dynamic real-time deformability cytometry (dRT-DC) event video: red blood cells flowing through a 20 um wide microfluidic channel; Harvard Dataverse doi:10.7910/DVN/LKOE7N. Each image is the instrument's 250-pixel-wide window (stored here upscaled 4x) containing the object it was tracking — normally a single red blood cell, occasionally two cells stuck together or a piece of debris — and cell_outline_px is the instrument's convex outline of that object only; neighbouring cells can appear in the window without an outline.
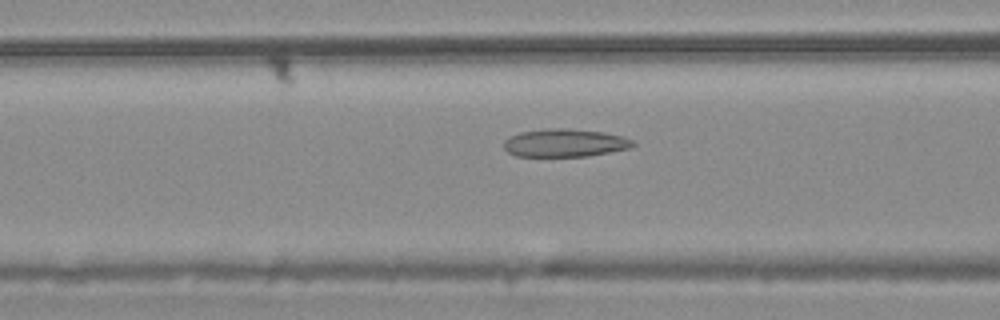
{"species": "common noctule bat (a hibernating species)", "species_latin": "Nyctalus noctula", "temperature_condition": "warm", "stored_images_in_passage": 54, "camera_frame_rate_fps": 3000, "um_per_image_px": 0.085, "animal": {"sex": "male", "body_mass_g": 20.4}, "frame": {"image": 1, "passage_image": 21, "time_ms": 6.667, "image_size_px": [1000, 320], "cell_outline_px": [[636, 144], [632, 148], [588, 156], [516, 156], [508, 152], [504, 148], [504, 140], [508, 136], [520, 132], [544, 128], [568, 128], [604, 132], [624, 136], [632, 140]], "centroid_in_image_um": [48.02, 12.13], "position_along_channel_um": 118.6, "area_um2": 21.33}}
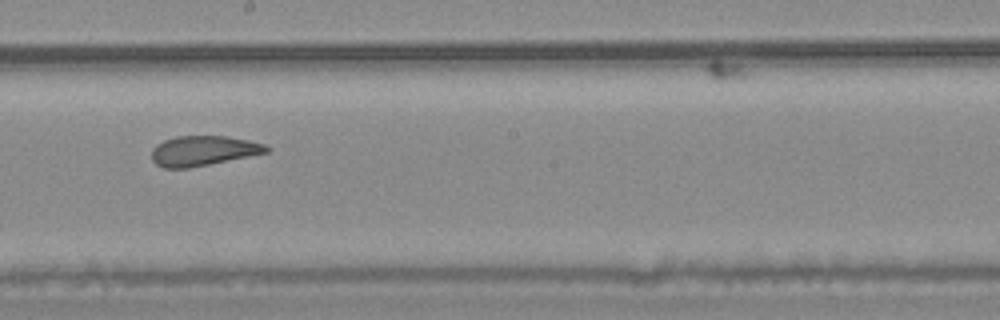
{"frame": {"image": 2, "passage_image": 30, "time_ms": 9.667, "image_size_px": [1000, 320], "cell_outline_px": [[268, 152], [188, 168], [164, 168], [156, 164], [152, 160], [152, 148], [156, 144], [164, 140], [176, 136], [224, 136], [248, 140], [264, 144], [268, 148]], "centroid_in_image_um": [17.22, 12.81], "position_along_channel_um": 231.0, "area_um2": 19.77}}
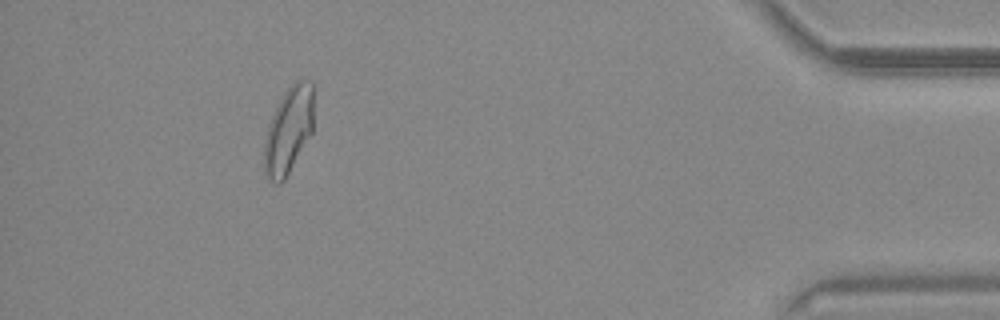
{"frame": {"image": 3, "passage_image": 49, "time_ms": 16.0, "image_size_px": [1000, 320], "cell_outline_px": [[316, 88], [312, 132], [284, 180], [280, 184], [276, 184], [268, 180], [264, 172], [264, 140], [268, 124], [284, 92], [296, 80], [312, 80]], "centroid_in_image_um": [24.56, 11.03], "position_along_channel_um": 410.6, "area_um2": 25.49}, "authors_computed_cell_mechanics": {"area_um2": 22.7154, "velocity_mm_per_s": 3.7551, "shape_relaxation_time_tau1_ms": null, "shape_relaxation_time_tau2_ms": 1.7121, "deformation_change_tau1": null, "deformation_change_tau2": 0.0765}}